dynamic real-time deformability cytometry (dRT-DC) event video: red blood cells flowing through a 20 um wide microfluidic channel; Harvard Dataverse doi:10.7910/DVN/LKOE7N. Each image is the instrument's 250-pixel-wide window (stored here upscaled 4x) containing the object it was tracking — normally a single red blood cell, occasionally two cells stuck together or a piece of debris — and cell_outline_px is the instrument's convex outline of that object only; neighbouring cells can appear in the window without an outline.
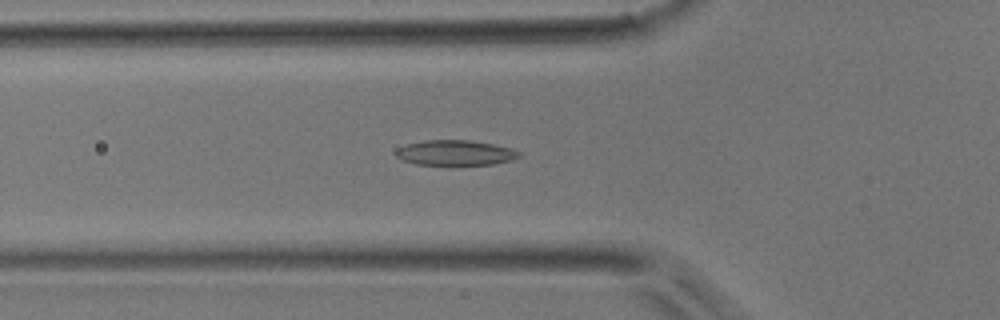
{"species": "common noctule bat (a hibernating species)", "species_latin": "Nyctalus noctula", "temperature_condition": "room temperature", "stored_images_in_passage": 40, "camera_frame_rate_fps": 3000, "um_per_image_px": 0.085, "animal": {"sex": "male", "body_mass_g": 17.9}, "frame": {"image": 1, "passage_image": 11, "time_ms": 3.333, "image_size_px": [1000, 320], "cell_outline_px": [[500, 160], [484, 164], [428, 164], [412, 160], [416, 144], [440, 140], [452, 140], [484, 144], [500, 148]], "centroid_in_image_um": [38.71, 13.0], "position_along_channel_um": 87.1, "area_um2": 12.95}}
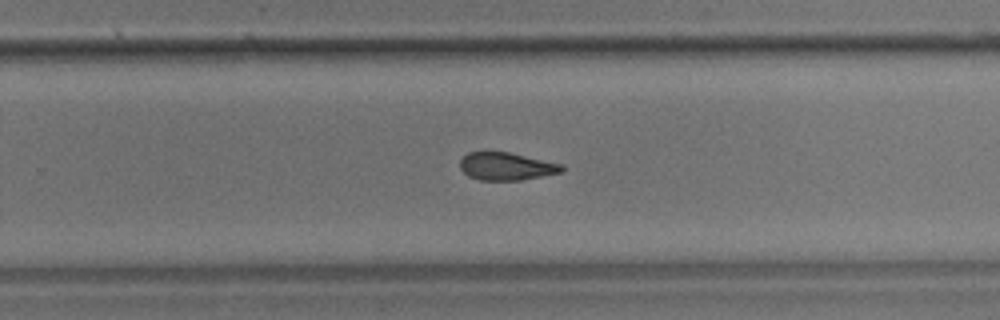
{"frame": {"image": 2, "passage_image": 24, "time_ms": 7.667, "image_size_px": [1000, 320], "cell_outline_px": [[560, 168], [556, 172], [508, 180], [488, 180], [472, 176], [460, 164], [464, 156], [472, 152], [504, 152], [552, 164]], "centroid_in_image_um": [42.85, 14.12], "position_along_channel_um": 287.0, "area_um2": 14.22}}
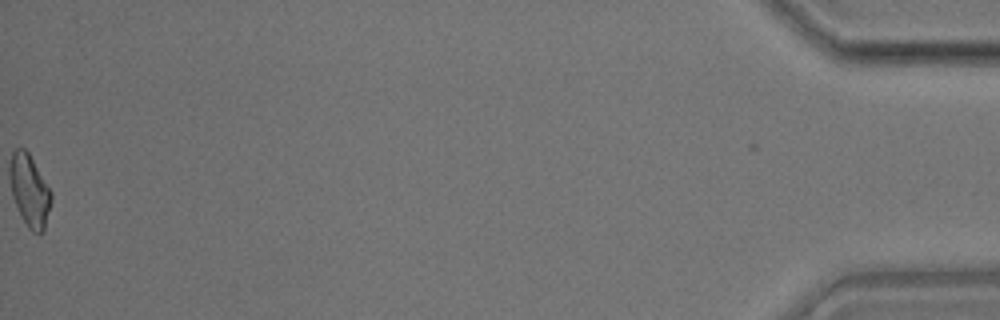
{"frame": {"image": 3, "passage_image": 40, "time_ms": 13.0, "image_size_px": [1000, 320], "cell_outline_px": [[48, 208], [40, 232], [12, 188], [12, 160], [24, 152], [28, 156], [48, 188]], "centroid_in_image_um": [2.56, 16.05], "position_along_channel_um": 432.6, "area_um2": 12.37}}